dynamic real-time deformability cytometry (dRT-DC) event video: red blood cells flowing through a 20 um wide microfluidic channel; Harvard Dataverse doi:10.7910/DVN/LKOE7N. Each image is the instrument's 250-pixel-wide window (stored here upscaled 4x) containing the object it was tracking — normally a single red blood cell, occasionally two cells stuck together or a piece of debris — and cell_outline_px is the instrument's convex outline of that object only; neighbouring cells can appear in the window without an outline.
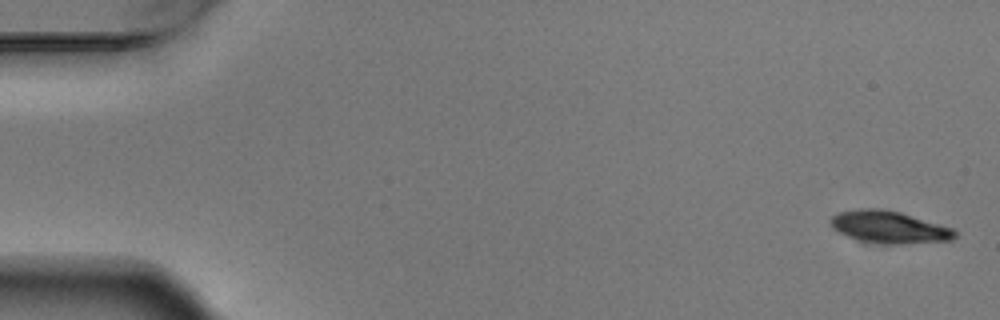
{"species": "Egyptian fruit bat (a non-hibernating species)", "species_latin": "Rousettus aegyptiacus", "temperature_condition": "warm", "stored_images_in_passage": 6, "segment_of_instrument_passage": [1, 2], "camera_frame_rate_fps": 3000, "um_per_image_px": 0.085, "animal": {"sex": "male"}, "frame": {"image": 1, "passage_image": 1, "time_ms": 0.0, "image_size_px": [1000, 320], "cell_outline_px": [[956, 236], [952, 240], [900, 244], [880, 244], [860, 240], [848, 236], [832, 228], [828, 220], [832, 216], [840, 212], [860, 208], [880, 208], [900, 212], [952, 228], [956, 232]], "centroid_in_image_um": [75.55, 19.3], "position_along_channel_um": 9.5, "area_um2": 23.24}}
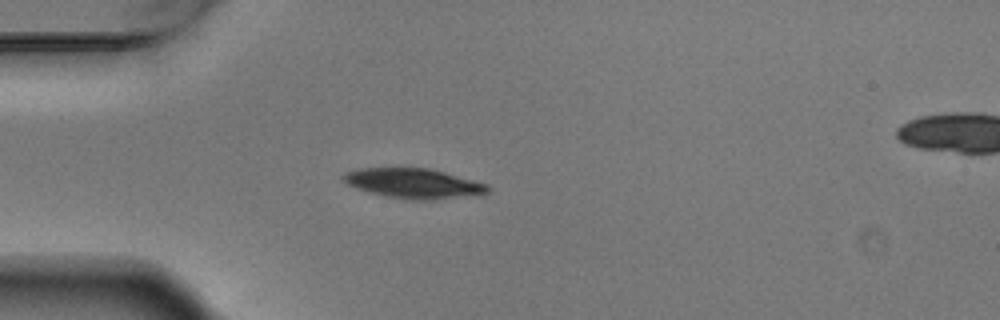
{"frame": {"image": 2, "passage_image": 5, "time_ms": 1.333, "image_size_px": [1000, 320], "cell_outline_px": [[492, 188], [484, 196], [436, 200], [404, 200], [356, 188], [340, 180], [340, 176], [344, 172], [356, 168], [428, 168], [444, 172], [488, 184]], "centroid_in_image_um": [35.22, 15.61], "position_along_channel_um": 49.8, "area_um2": 25.78}}